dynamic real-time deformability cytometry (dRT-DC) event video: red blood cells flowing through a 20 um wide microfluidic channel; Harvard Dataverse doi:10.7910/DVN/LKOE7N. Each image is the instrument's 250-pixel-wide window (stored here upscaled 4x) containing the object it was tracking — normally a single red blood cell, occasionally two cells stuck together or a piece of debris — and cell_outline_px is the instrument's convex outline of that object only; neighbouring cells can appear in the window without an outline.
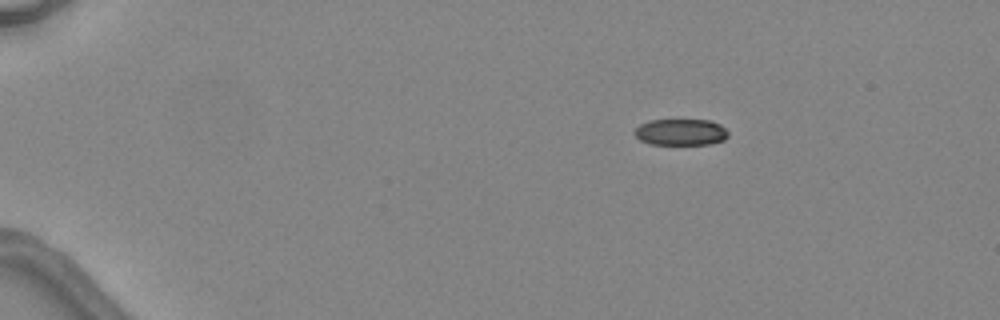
{"species": "common noctule bat (a hibernating species)", "species_latin": "Nyctalus noctula", "temperature_condition": "warm", "stored_images_in_passage": 3, "camera_frame_rate_fps": 3000, "um_per_image_px": 0.085, "animal": {"sex": "female", "body_mass_g": 24.6, "forearm_length_mm": 56.2}, "frame": {"image": 1, "passage_image": 1, "time_ms": 0.0, "image_size_px": [1000, 320], "cell_outline_px": [[728, 136], [724, 140], [708, 144], [648, 144], [640, 140], [632, 132], [640, 124], [648, 120], [712, 120], [720, 124], [728, 132]], "centroid_in_image_um": [57.85, 11.22], "position_along_channel_um": 27.2, "area_um2": 14.51}}